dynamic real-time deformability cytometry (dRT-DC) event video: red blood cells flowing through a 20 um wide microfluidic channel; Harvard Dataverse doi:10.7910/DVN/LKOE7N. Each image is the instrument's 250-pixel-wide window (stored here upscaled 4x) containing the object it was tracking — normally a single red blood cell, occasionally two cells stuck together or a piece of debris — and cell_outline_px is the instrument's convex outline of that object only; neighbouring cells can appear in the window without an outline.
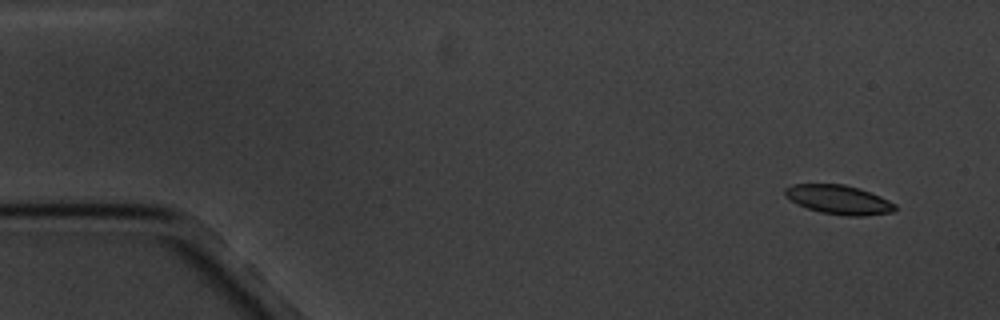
{"species": "common noctule bat (a hibernating species)", "species_latin": "Nyctalus noctula", "temperature_condition": "cold", "stored_images_in_passage": 9, "camera_frame_rate_fps": 3000, "um_per_image_px": 0.085, "animal": {"sex": "male", "body_mass_g": 20.1, "forearm_length_mm": 53.5}, "frame": {"image": 1, "passage_image": 1, "time_ms": 0.0, "image_size_px": [1000, 320], "cell_outline_px": [[896, 212], [864, 216], [848, 216], [820, 212], [796, 204], [784, 196], [784, 188], [792, 184], [844, 184], [860, 188], [880, 196], [896, 204]], "centroid_in_image_um": [71.3, 16.97], "position_along_channel_um": 13.7, "area_um2": 18.9}}
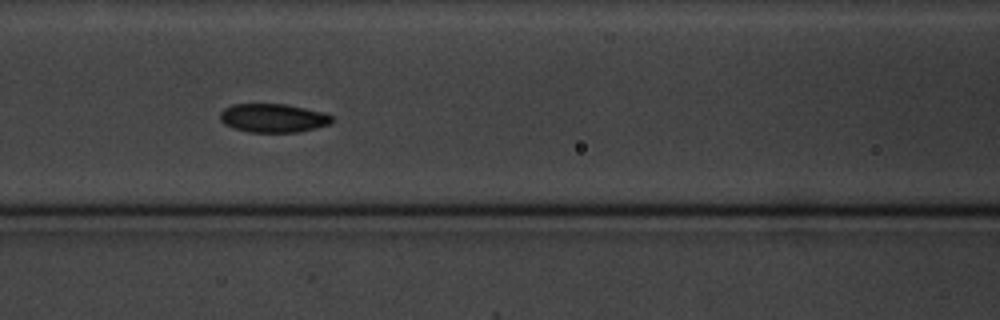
{"frame": {"image": 2, "passage_image": 7, "time_ms": 7.0, "image_size_px": [1000, 320], "cell_outline_px": [[332, 120], [328, 124], [316, 128], [296, 132], [248, 132], [224, 124], [220, 120], [220, 112], [224, 108], [232, 104], [284, 104], [304, 108], [320, 112], [332, 116]], "centroid_in_image_um": [23.17, 10.03], "position_along_channel_um": 143.4, "area_um2": 18.44}}
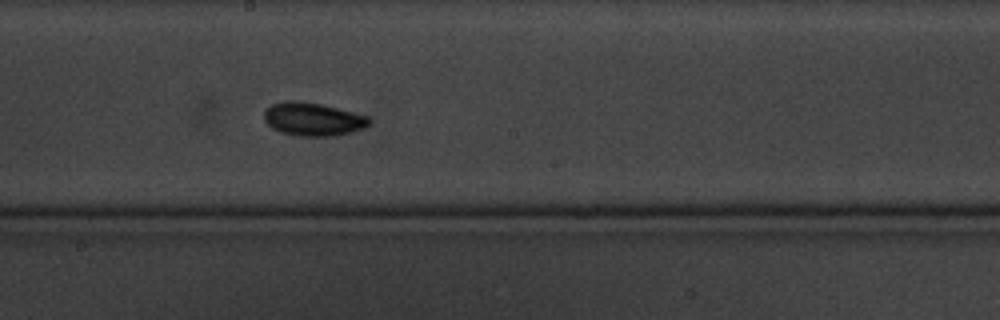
{"frame": {"image": 3, "passage_image": 9, "time_ms": 9.333, "image_size_px": [1000, 320], "cell_outline_px": [[372, 124], [364, 128], [352, 132], [336, 136], [296, 136], [280, 132], [272, 128], [264, 120], [264, 112], [272, 104], [288, 100], [300, 100], [320, 104], [368, 116], [372, 120]], "centroid_in_image_um": [26.62, 10.14], "position_along_channel_um": 221.6, "area_um2": 20.52}}